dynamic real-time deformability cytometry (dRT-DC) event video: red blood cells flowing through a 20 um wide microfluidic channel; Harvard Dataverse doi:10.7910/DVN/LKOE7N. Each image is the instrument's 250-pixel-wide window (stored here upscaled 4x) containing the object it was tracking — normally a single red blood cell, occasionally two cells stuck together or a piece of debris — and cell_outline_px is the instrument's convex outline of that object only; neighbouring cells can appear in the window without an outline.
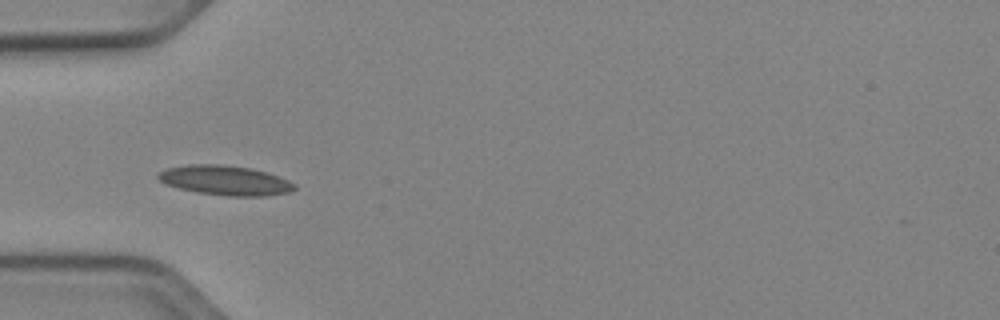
{"species": "Egyptian fruit bat (a non-hibernating species)", "species_latin": "Rousettus aegyptiacus", "temperature_condition": "cold", "stored_images_in_passage": 36, "camera_frame_rate_fps": 3000, "um_per_image_px": 0.085, "animal": {"sex": "female"}, "frame": {"image": 1, "passage_image": 1, "time_ms": 0.0, "image_size_px": [1000, 320], "cell_outline_px": [[296, 188], [288, 192], [264, 196], [228, 196], [196, 192], [164, 184], [156, 176], [160, 172], [168, 168], [188, 164], [220, 164], [252, 168], [288, 180], [296, 184]], "centroid_in_image_um": [19.12, 15.33], "position_along_channel_um": 65.9, "area_um2": 23.41}}
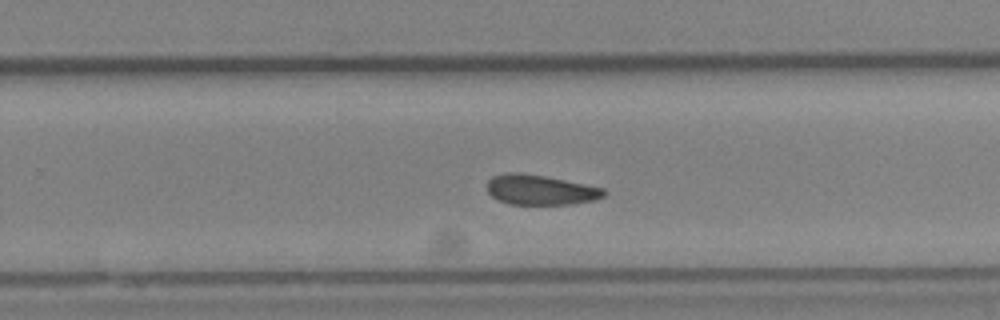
{"frame": {"image": 2, "passage_image": 18, "time_ms": 5.667, "image_size_px": [1000, 320], "cell_outline_px": [[604, 196], [596, 200], [572, 204], [508, 204], [492, 196], [488, 192], [488, 180], [492, 176], [504, 172], [516, 172], [544, 176], [604, 188]], "centroid_in_image_um": [45.91, 16.13], "position_along_channel_um": 283.9, "area_um2": 20.29}}
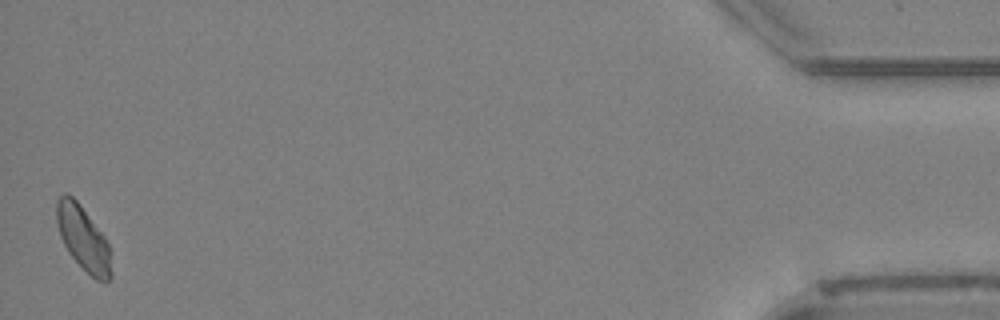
{"frame": {"image": 3, "passage_image": 36, "time_ms": 11.667, "image_size_px": [1000, 320], "cell_outline_px": [[112, 276], [108, 280], [96, 280], [68, 252], [60, 236], [56, 220], [56, 200], [64, 192], [68, 192], [76, 200], [104, 236], [108, 244], [112, 272]], "centroid_in_image_um": [7.05, 20.22], "position_along_channel_um": 428.2, "area_um2": 20.11}, "authors_computed_cell_mechanics": {"area_um2": 20.7791, "velocity_mm_per_s": 3.8834, "shape_relaxation_time_tau1_ms": null, "shape_relaxation_time_tau2_ms": 8.5124, "deformation_change_tau1": null, "deformation_change_tau2": 0.1431}}